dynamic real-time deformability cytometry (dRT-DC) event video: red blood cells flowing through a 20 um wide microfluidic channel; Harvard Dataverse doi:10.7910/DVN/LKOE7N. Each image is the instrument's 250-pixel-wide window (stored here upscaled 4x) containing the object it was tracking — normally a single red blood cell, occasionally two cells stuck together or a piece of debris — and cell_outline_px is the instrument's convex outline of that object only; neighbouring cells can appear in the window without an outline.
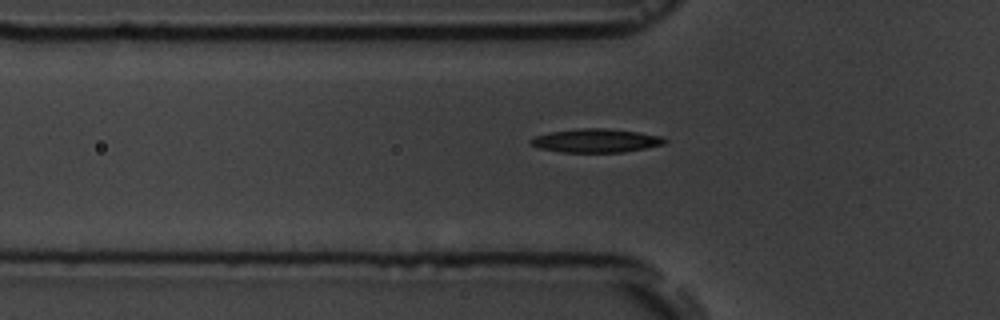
{"species": "common noctule bat (a hibernating species)", "species_latin": "Nyctalus noctula", "temperature_condition": "room temperature", "stored_images_in_passage": 4, "camera_frame_rate_fps": 3000, "um_per_image_px": 0.085, "animal": {"sex": "male", "body_mass_g": 19.5, "forearm_length_mm": 54.6}, "frame": {"image": 1, "passage_image": 4, "time_ms": 4.333, "image_size_px": [1000, 320], "cell_outline_px": [[668, 140], [664, 144], [624, 152], [560, 152], [540, 148], [528, 144], [528, 140], [536, 136], [548, 132], [576, 128], [608, 128], [664, 136]], "centroid_in_image_um": [50.63, 11.94], "position_along_channel_um": 75.2, "area_um2": 18.61}}